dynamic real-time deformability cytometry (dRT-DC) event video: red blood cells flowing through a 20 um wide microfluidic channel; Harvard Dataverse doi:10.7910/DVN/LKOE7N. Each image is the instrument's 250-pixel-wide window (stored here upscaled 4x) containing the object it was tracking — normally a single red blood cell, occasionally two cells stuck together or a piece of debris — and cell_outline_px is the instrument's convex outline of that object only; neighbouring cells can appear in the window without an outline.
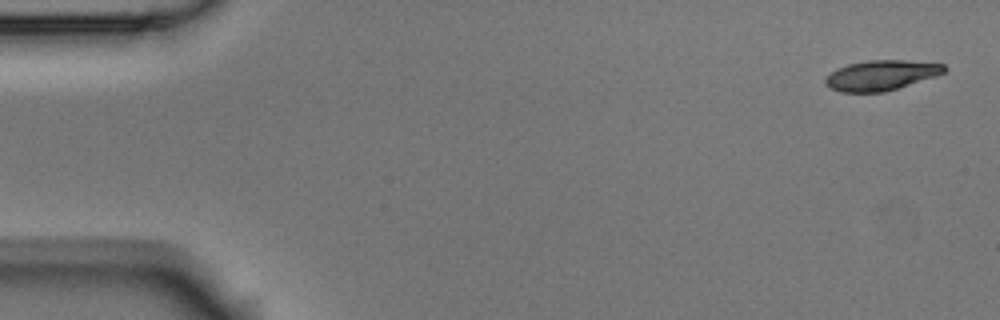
{"species": "Egyptian fruit bat (a non-hibernating species)", "species_latin": "Rousettus aegyptiacus", "temperature_condition": "room temperature", "stored_images_in_passage": 5, "camera_frame_rate_fps": 3000, "um_per_image_px": 0.085, "animal": {"sex": "male"}, "frame": {"image": 1, "passage_image": 1, "time_ms": 0.0, "image_size_px": [1000, 320], "cell_outline_px": [[948, 68], [944, 72], [936, 76], [884, 92], [840, 92], [824, 84], [824, 80], [836, 68], [848, 64], [868, 60], [904, 60], [944, 64]], "centroid_in_image_um": [74.89, 6.39], "position_along_channel_um": 10.1, "area_um2": 20.75}}